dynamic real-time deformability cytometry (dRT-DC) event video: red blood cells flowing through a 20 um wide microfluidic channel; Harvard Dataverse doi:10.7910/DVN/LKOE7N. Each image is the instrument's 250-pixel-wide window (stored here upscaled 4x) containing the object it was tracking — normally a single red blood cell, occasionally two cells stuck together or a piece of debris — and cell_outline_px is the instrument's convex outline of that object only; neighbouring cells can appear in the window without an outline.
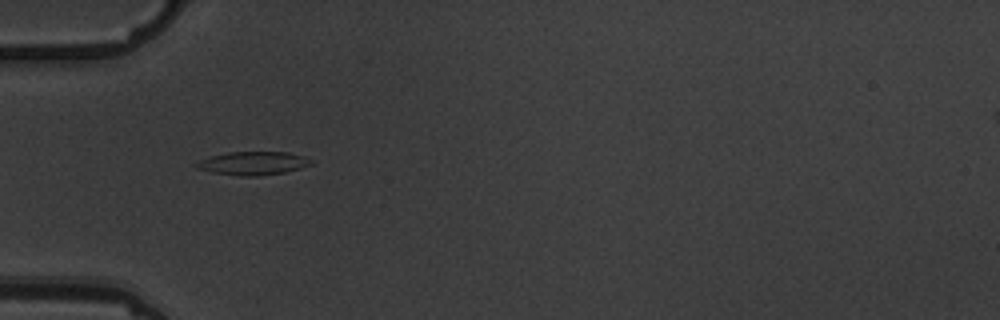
{"species": "common noctule bat (a hibernating species)", "species_latin": "Nyctalus noctula", "temperature_condition": "warm", "stored_images_in_passage": 4, "camera_frame_rate_fps": 3000, "um_per_image_px": 0.085, "animal": {"sex": "male", "body_mass_g": 19.5, "forearm_length_mm": 54.6}, "frame": {"image": 1, "passage_image": 3, "time_ms": 2.333, "image_size_px": [1000, 320], "cell_outline_px": [[312, 164], [300, 168], [284, 172], [256, 176], [240, 176], [212, 172], [196, 168], [196, 164], [200, 160], [208, 156], [228, 152], [288, 152], [304, 156], [312, 160]], "centroid_in_image_um": [21.5, 13.87], "position_along_channel_um": 63.5, "area_um2": 15.55}}
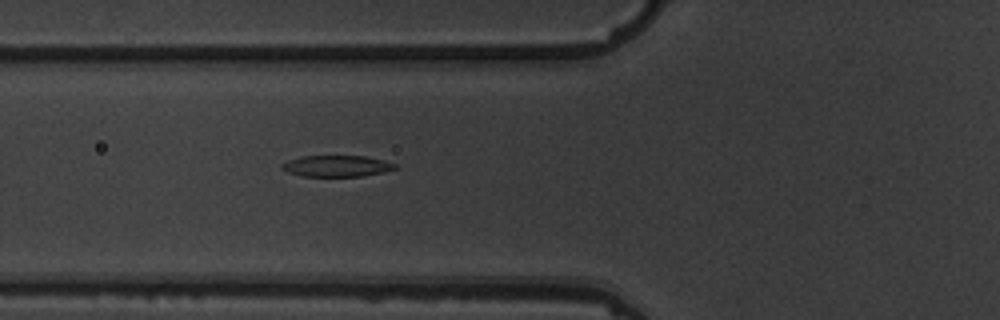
{"frame": {"image": 2, "passage_image": 4, "time_ms": 3.333, "image_size_px": [1000, 320], "cell_outline_px": [[396, 168], [384, 172], [360, 176], [304, 176], [288, 172], [280, 168], [280, 164], [288, 160], [300, 156], [364, 156], [384, 160], [396, 164]], "centroid_in_image_um": [28.59, 14.1], "position_along_channel_um": 97.2, "area_um2": 13.99}}